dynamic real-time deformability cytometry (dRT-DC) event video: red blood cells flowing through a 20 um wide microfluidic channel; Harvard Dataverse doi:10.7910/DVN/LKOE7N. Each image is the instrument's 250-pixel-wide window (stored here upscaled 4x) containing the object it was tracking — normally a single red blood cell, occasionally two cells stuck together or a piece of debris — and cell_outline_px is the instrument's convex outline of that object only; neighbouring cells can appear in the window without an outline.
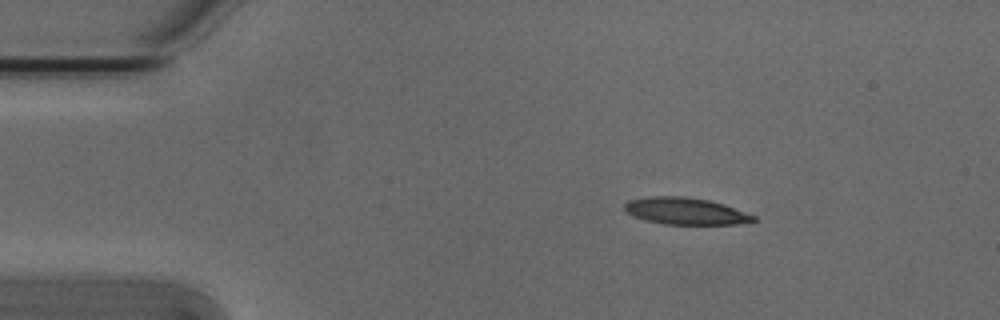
{"species": "Egyptian fruit bat (a non-hibernating species)", "species_latin": "Rousettus aegyptiacus", "temperature_condition": "cold", "stored_images_in_passage": 3, "camera_frame_rate_fps": 3000, "um_per_image_px": 0.085, "animal": {"sex": "male"}, "frame": {"image": 1, "passage_image": 1, "time_ms": 0.0, "image_size_px": [1000, 320], "cell_outline_px": [[756, 220], [736, 224], [664, 224], [644, 220], [628, 212], [624, 208], [624, 204], [628, 200], [652, 196], [684, 196], [708, 200], [724, 204], [756, 216]], "centroid_in_image_um": [58.27, 17.94], "position_along_channel_um": 26.7, "area_um2": 20.0}}
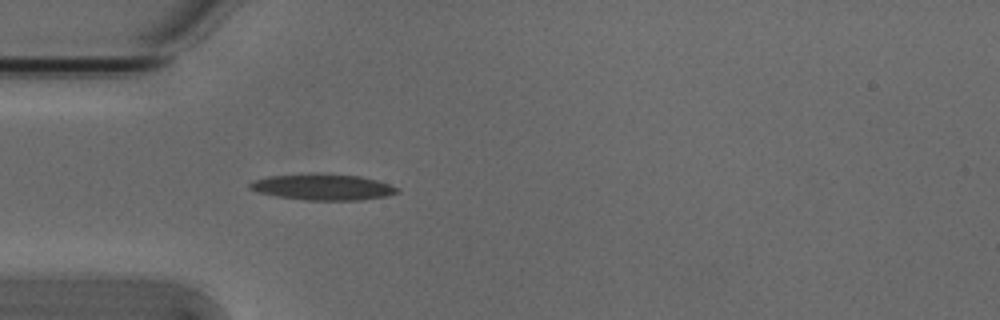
{"frame": {"image": 2, "passage_image": 3, "time_ms": 0.667, "image_size_px": [1000, 320], "cell_outline_px": [[400, 192], [384, 196], [360, 200], [304, 200], [276, 196], [256, 192], [248, 188], [248, 184], [256, 180], [268, 176], [308, 172], [316, 172], [360, 176], [376, 180], [400, 188]], "centroid_in_image_um": [27.4, 15.88], "position_along_channel_um": 57.6, "area_um2": 22.77}}